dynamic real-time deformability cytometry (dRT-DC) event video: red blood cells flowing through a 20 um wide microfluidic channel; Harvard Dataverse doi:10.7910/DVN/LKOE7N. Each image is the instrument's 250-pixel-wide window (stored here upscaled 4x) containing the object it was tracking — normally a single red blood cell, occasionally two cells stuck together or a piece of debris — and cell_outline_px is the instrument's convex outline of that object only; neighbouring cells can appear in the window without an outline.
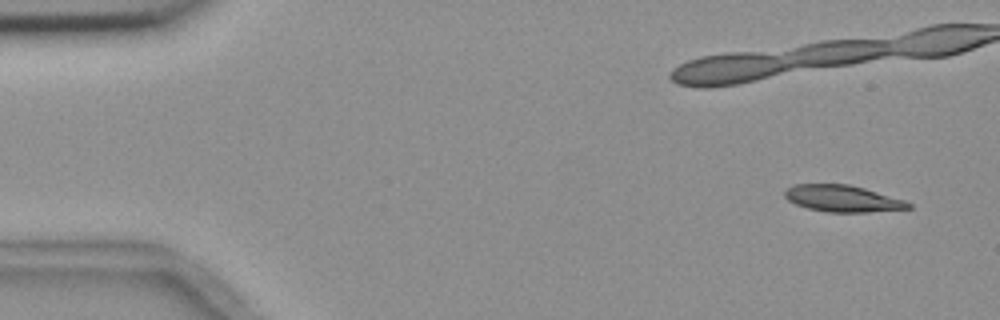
{"species": "common noctule bat (a hibernating species)", "species_latin": "Nyctalus noctula", "temperature_condition": "room temperature", "stored_images_in_passage": 5, "camera_frame_rate_fps": 3000, "um_per_image_px": 0.085, "animal": {"sex": "female", "body_mass_g": 18.4}, "frame": {"image": 1, "passage_image": 1, "time_ms": 0.0, "image_size_px": [1000, 320], "cell_outline_px": [[912, 208], [868, 212], [828, 212], [808, 208], [796, 204], [788, 200], [784, 196], [784, 192], [792, 184], [848, 184], [864, 188], [904, 200], [912, 204]], "centroid_in_image_um": [71.61, 16.87], "position_along_channel_um": 13.4, "area_um2": 19.07}}
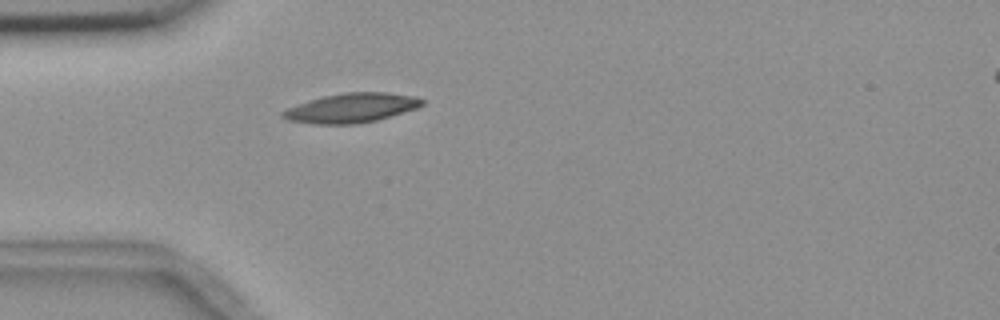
{"frame": {"image": 2, "passage_image": 5, "time_ms": 5.667, "image_size_px": [1000, 320], "cell_outline_px": [[424, 104], [416, 108], [376, 120], [352, 124], [316, 124], [288, 120], [280, 116], [280, 112], [288, 108], [308, 100], [324, 96], [344, 92], [384, 92], [412, 96], [424, 100]], "centroid_in_image_um": [29.83, 9.17], "position_along_channel_um": 55.2, "area_um2": 23.58}}